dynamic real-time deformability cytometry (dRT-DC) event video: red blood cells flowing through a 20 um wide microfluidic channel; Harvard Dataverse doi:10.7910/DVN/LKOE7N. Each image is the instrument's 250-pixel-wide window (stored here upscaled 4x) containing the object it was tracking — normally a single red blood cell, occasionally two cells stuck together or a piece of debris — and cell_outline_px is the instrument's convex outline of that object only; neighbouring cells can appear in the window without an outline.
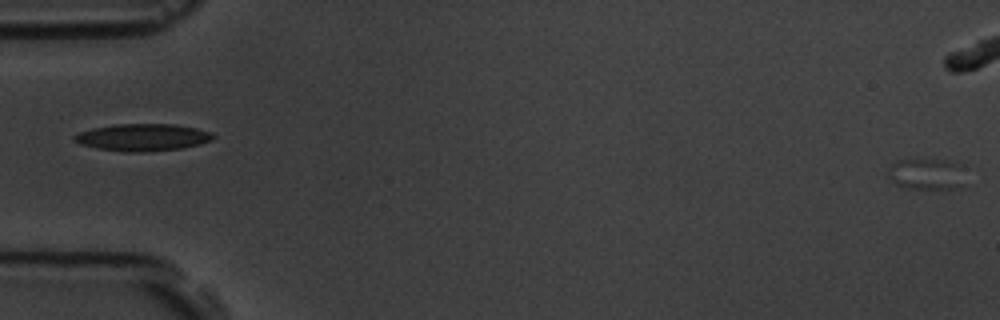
{"species": "common noctule bat (a hibernating species)", "species_latin": "Nyctalus noctula", "temperature_condition": "room temperature", "stored_images_in_passage": 3, "segment_of_instrument_passage": [2, 2], "camera_frame_rate_fps": 3000, "um_per_image_px": 0.085, "animal": {"sex": "male", "body_mass_g": 19.5, "forearm_length_mm": 54.6}, "frame": {"image": 1, "passage_image": 3, "time_ms": 2.333, "image_size_px": [1000, 320], "cell_outline_px": [[960, 188], [904, 188], [896, 184], [888, 176], [888, 172], [892, 164], [896, 160], [948, 160], [960, 164]], "centroid_in_image_um": [78.68, 14.79], "position_along_channel_um": 6.3, "area_um2": 13.53}}